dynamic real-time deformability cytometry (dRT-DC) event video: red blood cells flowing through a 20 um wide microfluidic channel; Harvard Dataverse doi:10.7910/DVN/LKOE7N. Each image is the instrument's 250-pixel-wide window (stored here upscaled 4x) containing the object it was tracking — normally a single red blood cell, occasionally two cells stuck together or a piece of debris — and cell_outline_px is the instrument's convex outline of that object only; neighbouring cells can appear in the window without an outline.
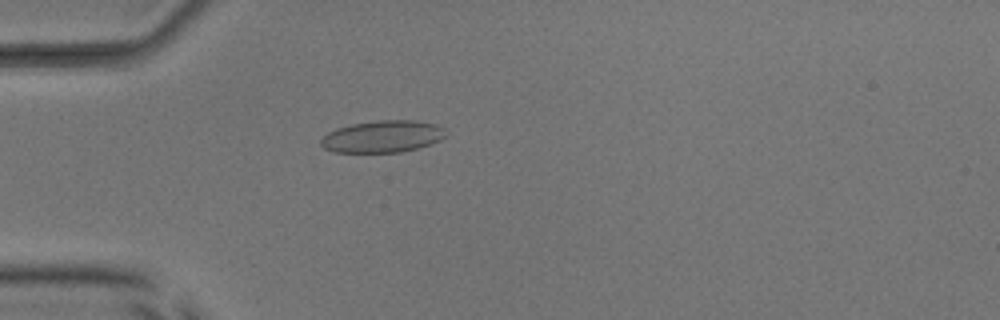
{"species": "common noctule bat (a hibernating species)", "species_latin": "Nyctalus noctula", "temperature_condition": "room temperature", "stored_images_in_passage": 29, "camera_frame_rate_fps": 3000, "um_per_image_px": 0.085, "animal": {"sex": "male", "body_mass_g": 17.9, "forearm_length_mm": 54.2}, "frame": {"image": 1, "passage_image": 4, "time_ms": 1.0, "image_size_px": [1000, 320], "cell_outline_px": [[448, 132], [440, 140], [416, 148], [400, 152], [332, 152], [324, 148], [320, 144], [320, 140], [328, 132], [336, 128], [352, 124], [380, 120], [412, 120], [436, 124], [444, 128]], "centroid_in_image_um": [32.5, 11.6], "position_along_channel_um": 52.5, "area_um2": 23.18}}
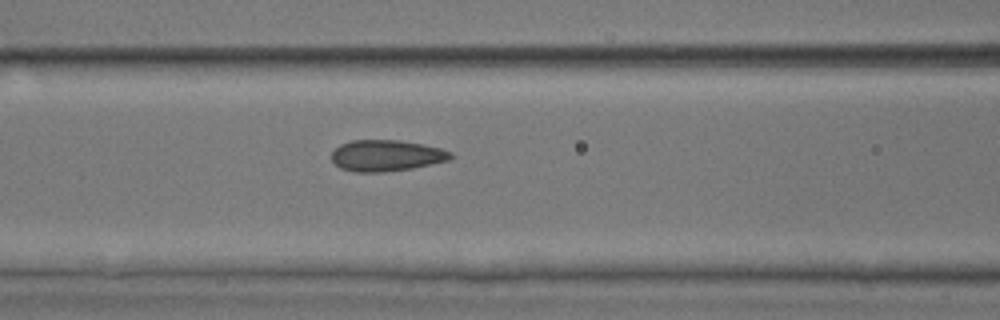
{"frame": {"image": 2, "passage_image": 11, "time_ms": 3.333, "image_size_px": [1000, 320], "cell_outline_px": [[456, 156], [448, 160], [432, 164], [412, 168], [380, 172], [356, 172], [340, 168], [332, 160], [332, 152], [340, 144], [352, 140], [400, 140], [424, 144], [440, 148], [452, 152]], "centroid_in_image_um": [32.87, 13.21], "position_along_channel_um": 133.7, "area_um2": 21.73}}
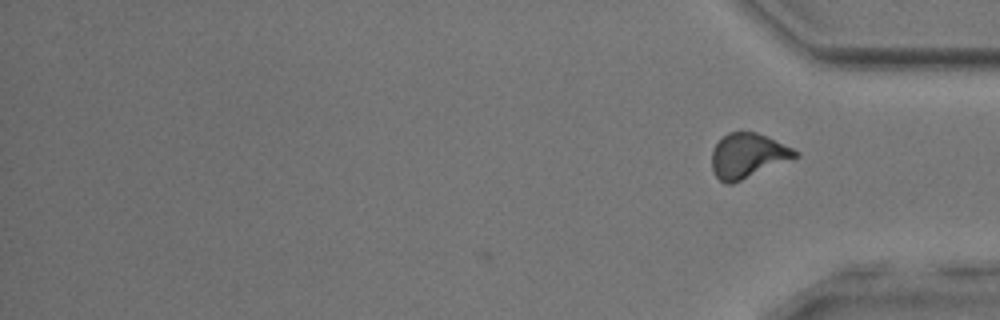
{"frame": {"image": 3, "passage_image": 29, "time_ms": 9.333, "image_size_px": [1000, 320], "cell_outline_px": [[800, 156], [732, 184], [724, 184], [716, 176], [712, 168], [712, 148], [728, 132], [756, 132], [792, 148], [800, 152]], "centroid_in_image_um": [63.55, 13.24], "position_along_channel_um": 371.6, "area_um2": 21.56}, "authors_computed_cell_mechanics": {"area_um2": 21.5016, "velocity_mm_per_s": 3.9812, "shape_relaxation_time_tau1_ms": null, "shape_relaxation_time_tau2_ms": 1.1157, "deformation_change_tau1": null, "deformation_change_tau2": 0.0742}}